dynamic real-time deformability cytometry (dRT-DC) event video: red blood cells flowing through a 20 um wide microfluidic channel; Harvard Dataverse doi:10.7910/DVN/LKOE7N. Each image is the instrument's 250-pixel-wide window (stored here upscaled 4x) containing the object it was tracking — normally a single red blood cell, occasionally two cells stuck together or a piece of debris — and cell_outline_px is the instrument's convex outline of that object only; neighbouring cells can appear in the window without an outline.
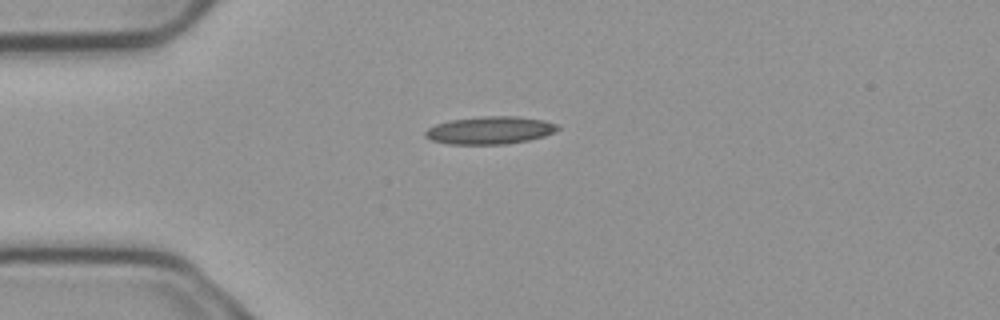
{"species": "common noctule bat (a hibernating species)", "species_latin": "Nyctalus noctula", "temperature_condition": "cold", "stored_images_in_passage": 2, "camera_frame_rate_fps": 3000, "um_per_image_px": 0.085, "animal": {"sex": "male", "body_mass_g": 23.1, "forearm_length_mm": 52.7}, "frame": {"image": 1, "passage_image": 1, "time_ms": 0.0, "image_size_px": [1000, 320], "cell_outline_px": [[560, 128], [544, 136], [528, 140], [504, 144], [448, 144], [432, 140], [424, 136], [424, 132], [428, 128], [436, 124], [448, 120], [480, 116], [516, 116], [544, 120], [556, 124]], "centroid_in_image_um": [41.61, 11.06], "position_along_channel_um": 43.4, "area_um2": 21.33}}